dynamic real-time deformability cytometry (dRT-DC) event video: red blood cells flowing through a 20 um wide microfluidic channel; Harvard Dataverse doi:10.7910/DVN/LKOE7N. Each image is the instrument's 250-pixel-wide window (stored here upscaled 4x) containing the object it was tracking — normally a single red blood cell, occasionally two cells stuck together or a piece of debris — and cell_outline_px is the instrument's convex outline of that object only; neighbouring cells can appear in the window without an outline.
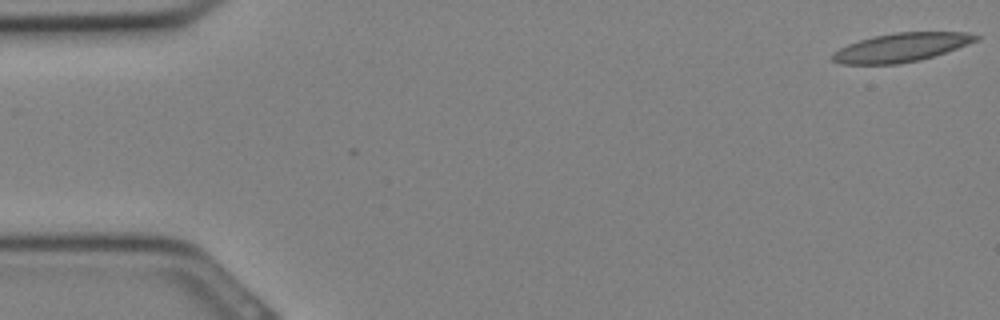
{"species": "Egyptian fruit bat (a non-hibernating species)", "species_latin": "Rousettus aegyptiacus", "temperature_condition": "cold", "stored_images_in_passage": 4, "camera_frame_rate_fps": 3000, "um_per_image_px": 0.085, "animal": {"sex": "female"}, "frame": {"image": 1, "passage_image": 1, "time_ms": 0.0, "image_size_px": [1000, 320], "cell_outline_px": [[980, 36], [976, 40], [956, 48], [920, 60], [900, 64], [840, 64], [832, 60], [832, 56], [840, 48], [848, 44], [860, 40], [876, 36], [896, 32], [964, 32]], "centroid_in_image_um": [76.57, 4.04], "position_along_channel_um": 8.4, "area_um2": 23.52}}